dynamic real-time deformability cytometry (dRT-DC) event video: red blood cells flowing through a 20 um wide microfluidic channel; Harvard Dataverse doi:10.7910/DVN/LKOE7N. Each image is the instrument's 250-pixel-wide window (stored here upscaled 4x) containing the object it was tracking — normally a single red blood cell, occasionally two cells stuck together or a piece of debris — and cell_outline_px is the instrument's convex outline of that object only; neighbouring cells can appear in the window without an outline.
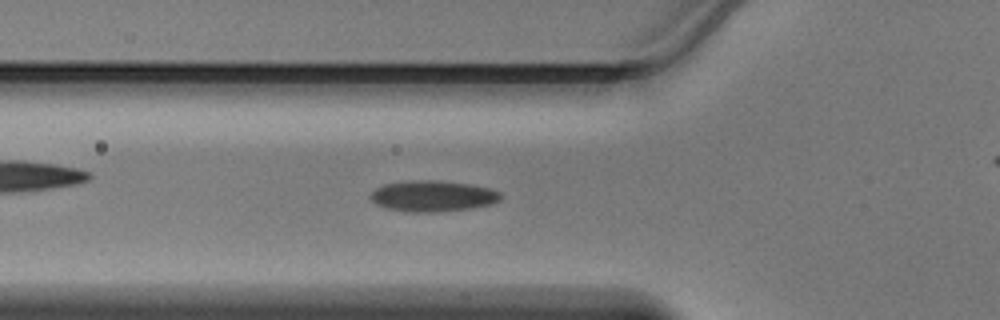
{"species": "Egyptian fruit bat (a non-hibernating species)", "species_latin": "Rousettus aegyptiacus", "temperature_condition": "warm", "stored_images_in_passage": 36, "camera_frame_rate_fps": 3000, "um_per_image_px": 0.085, "animal": {"sex": "male"}, "frame": {"image": 1, "passage_image": 5, "time_ms": 1.333, "image_size_px": [1000, 320], "cell_outline_px": [[504, 196], [500, 200], [492, 204], [472, 208], [440, 212], [412, 212], [388, 208], [376, 204], [368, 196], [376, 188], [384, 184], [408, 180], [436, 180], [468, 184], [492, 188], [500, 192]], "centroid_in_image_um": [36.82, 16.66], "position_along_channel_um": 89.0, "area_um2": 23.7}}
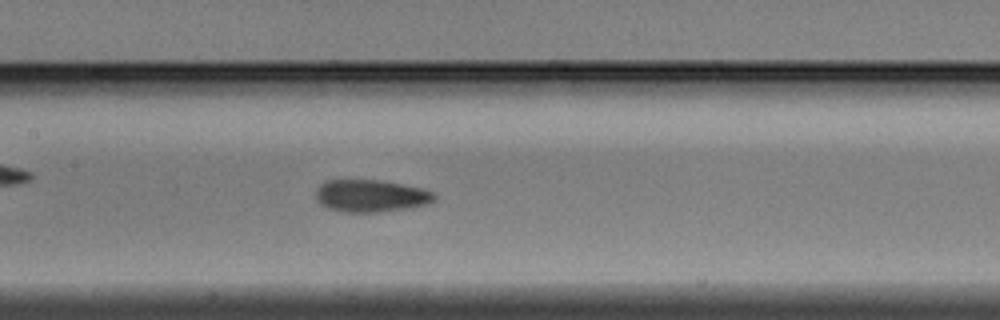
{"frame": {"image": 2, "passage_image": 11, "time_ms": 3.333, "image_size_px": [1000, 320], "cell_outline_px": [[436, 200], [428, 204], [380, 212], [344, 212], [328, 208], [320, 204], [316, 200], [316, 188], [324, 180], [380, 180], [424, 188], [432, 192], [436, 196]], "centroid_in_image_um": [31.5, 16.64], "position_along_channel_um": 175.9, "area_um2": 22.43}}
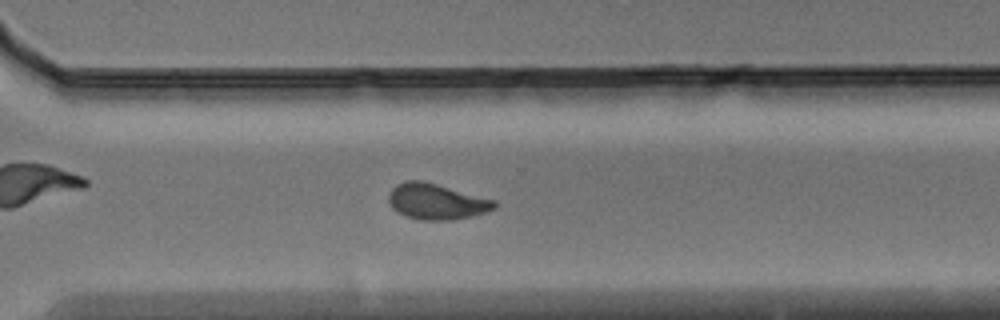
{"frame": {"image": 3, "passage_image": 22, "time_ms": 7.0, "image_size_px": [1000, 320], "cell_outline_px": [[496, 208], [472, 216], [452, 220], [424, 220], [404, 216], [392, 208], [388, 200], [388, 196], [392, 188], [396, 184], [408, 180], [424, 180], [496, 200]], "centroid_in_image_um": [37.09, 17.12], "position_along_channel_um": 333.5, "area_um2": 22.2}}